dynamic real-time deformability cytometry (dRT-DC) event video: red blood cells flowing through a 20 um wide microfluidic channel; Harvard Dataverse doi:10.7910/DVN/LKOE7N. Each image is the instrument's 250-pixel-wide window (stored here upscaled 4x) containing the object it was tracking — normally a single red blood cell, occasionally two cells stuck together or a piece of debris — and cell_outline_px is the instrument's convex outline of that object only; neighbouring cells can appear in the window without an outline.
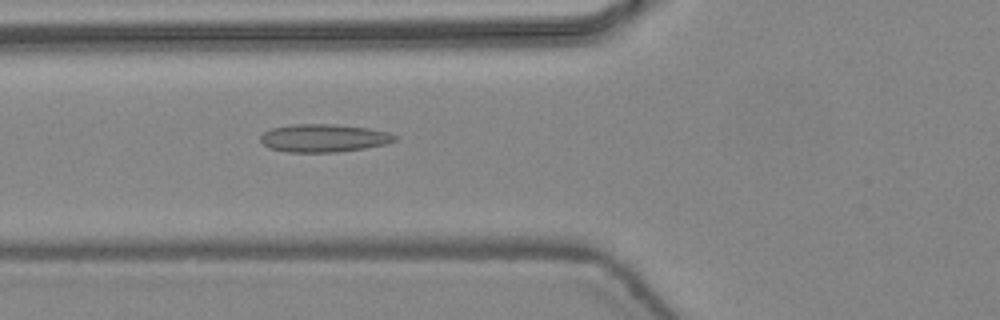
{"species": "common noctule bat (a hibernating species)", "species_latin": "Nyctalus noctula", "temperature_condition": "warm", "stored_images_in_passage": 34, "camera_frame_rate_fps": 3000, "um_per_image_px": 0.085, "animal": {"sex": "female", "body_mass_g": 24.6, "forearm_length_mm": 56.2}, "frame": {"image": 1, "passage_image": 5, "time_ms": 1.333, "image_size_px": [1000, 320], "cell_outline_px": [[396, 140], [388, 144], [364, 148], [336, 152], [288, 152], [268, 148], [260, 140], [260, 136], [264, 132], [272, 128], [292, 124], [332, 124], [368, 128], [388, 132], [396, 136]], "centroid_in_image_um": [27.51, 11.74], "position_along_channel_um": 98.3, "area_um2": 21.85}}
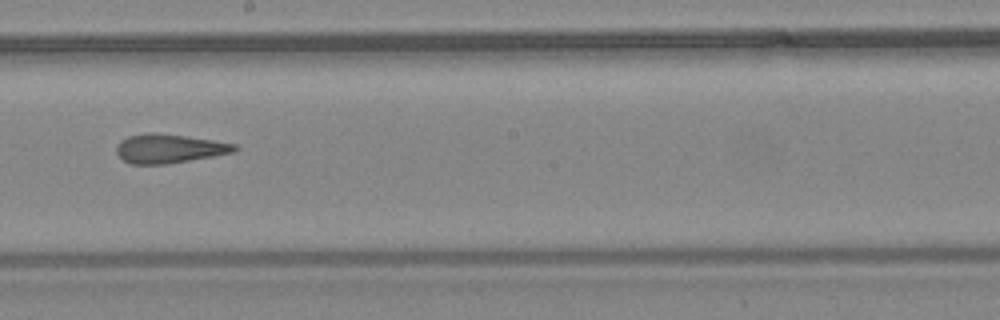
{"frame": {"image": 2, "passage_image": 14, "time_ms": 4.333, "image_size_px": [1000, 320], "cell_outline_px": [[240, 148], [236, 152], [164, 164], [132, 164], [124, 160], [116, 152], [116, 148], [120, 140], [128, 136], [152, 132], [184, 136], [212, 140], [236, 144]], "centroid_in_image_um": [14.39, 12.62], "position_along_channel_um": 233.8, "area_um2": 19.71}}
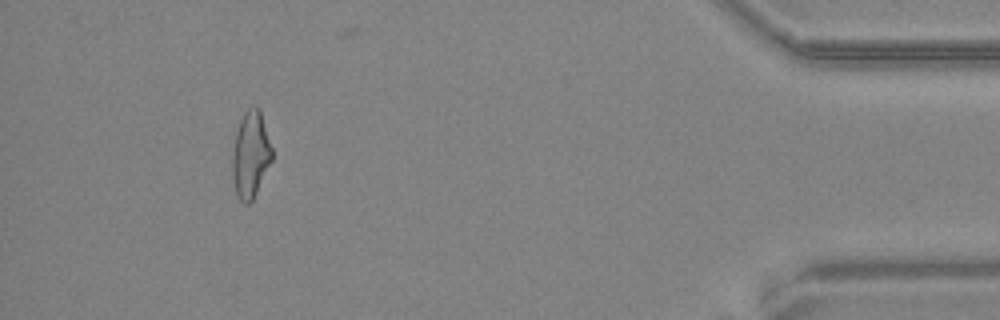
{"frame": {"image": 3, "passage_image": 30, "time_ms": 9.667, "image_size_px": [1000, 320], "cell_outline_px": [[272, 160], [252, 200], [248, 204], [244, 204], [240, 200], [236, 192], [232, 180], [232, 152], [236, 132], [240, 120], [244, 112], [248, 108], [260, 108], [272, 148]], "centroid_in_image_um": [21.29, 13.14], "position_along_channel_um": 413.9, "area_um2": 19.88}, "authors_computed_cell_mechanics": {"area_um2": 20.0855, "velocity_mm_per_s": 4.4909, "shape_relaxation_time_tau1_ms": null, "shape_relaxation_time_tau2_ms": 2.4332, "deformation_change_tau1": null, "deformation_change_tau2": 0.1263}}